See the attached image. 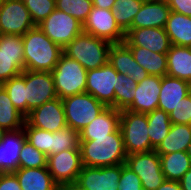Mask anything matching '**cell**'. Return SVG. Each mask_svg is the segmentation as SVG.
<instances>
[{
  "label": "cell",
  "mask_w": 191,
  "mask_h": 190,
  "mask_svg": "<svg viewBox=\"0 0 191 190\" xmlns=\"http://www.w3.org/2000/svg\"><path fill=\"white\" fill-rule=\"evenodd\" d=\"M42 167H47V156L26 140L20 151L19 168Z\"/></svg>",
  "instance_id": "8d00e7d4"
},
{
  "label": "cell",
  "mask_w": 191,
  "mask_h": 190,
  "mask_svg": "<svg viewBox=\"0 0 191 190\" xmlns=\"http://www.w3.org/2000/svg\"><path fill=\"white\" fill-rule=\"evenodd\" d=\"M190 93L191 83L165 75L161 77L158 108L169 114Z\"/></svg>",
  "instance_id": "7402d4cb"
},
{
  "label": "cell",
  "mask_w": 191,
  "mask_h": 190,
  "mask_svg": "<svg viewBox=\"0 0 191 190\" xmlns=\"http://www.w3.org/2000/svg\"><path fill=\"white\" fill-rule=\"evenodd\" d=\"M187 154H188V156H189V158H190V160H191V142H190V144H189V146H188Z\"/></svg>",
  "instance_id": "681fc988"
},
{
  "label": "cell",
  "mask_w": 191,
  "mask_h": 190,
  "mask_svg": "<svg viewBox=\"0 0 191 190\" xmlns=\"http://www.w3.org/2000/svg\"><path fill=\"white\" fill-rule=\"evenodd\" d=\"M135 61L142 66L149 75L163 77L167 75V54L156 53L139 46H128Z\"/></svg>",
  "instance_id": "83f0119b"
},
{
  "label": "cell",
  "mask_w": 191,
  "mask_h": 190,
  "mask_svg": "<svg viewBox=\"0 0 191 190\" xmlns=\"http://www.w3.org/2000/svg\"><path fill=\"white\" fill-rule=\"evenodd\" d=\"M161 77L149 75L138 82L132 105L127 109L138 113H149L158 108Z\"/></svg>",
  "instance_id": "d6986e66"
},
{
  "label": "cell",
  "mask_w": 191,
  "mask_h": 190,
  "mask_svg": "<svg viewBox=\"0 0 191 190\" xmlns=\"http://www.w3.org/2000/svg\"><path fill=\"white\" fill-rule=\"evenodd\" d=\"M83 167L80 149H68L47 157V168L58 185L74 184Z\"/></svg>",
  "instance_id": "8fae6325"
},
{
  "label": "cell",
  "mask_w": 191,
  "mask_h": 190,
  "mask_svg": "<svg viewBox=\"0 0 191 190\" xmlns=\"http://www.w3.org/2000/svg\"><path fill=\"white\" fill-rule=\"evenodd\" d=\"M5 132H6V130L4 128L0 127V141L3 139Z\"/></svg>",
  "instance_id": "c3c4849f"
},
{
  "label": "cell",
  "mask_w": 191,
  "mask_h": 190,
  "mask_svg": "<svg viewBox=\"0 0 191 190\" xmlns=\"http://www.w3.org/2000/svg\"><path fill=\"white\" fill-rule=\"evenodd\" d=\"M125 165L139 176L142 187L146 190H156L165 180L160 155L155 150L129 154Z\"/></svg>",
  "instance_id": "52a82bcc"
},
{
  "label": "cell",
  "mask_w": 191,
  "mask_h": 190,
  "mask_svg": "<svg viewBox=\"0 0 191 190\" xmlns=\"http://www.w3.org/2000/svg\"><path fill=\"white\" fill-rule=\"evenodd\" d=\"M164 29L171 45L191 47V17L171 11Z\"/></svg>",
  "instance_id": "4316f807"
},
{
  "label": "cell",
  "mask_w": 191,
  "mask_h": 190,
  "mask_svg": "<svg viewBox=\"0 0 191 190\" xmlns=\"http://www.w3.org/2000/svg\"><path fill=\"white\" fill-rule=\"evenodd\" d=\"M118 190H146L142 187L139 176L125 163L121 164V177L118 182Z\"/></svg>",
  "instance_id": "60d3db41"
},
{
  "label": "cell",
  "mask_w": 191,
  "mask_h": 190,
  "mask_svg": "<svg viewBox=\"0 0 191 190\" xmlns=\"http://www.w3.org/2000/svg\"><path fill=\"white\" fill-rule=\"evenodd\" d=\"M146 115L151 147L155 150L162 140L168 135L172 123L169 114L159 108L146 113Z\"/></svg>",
  "instance_id": "f546056e"
},
{
  "label": "cell",
  "mask_w": 191,
  "mask_h": 190,
  "mask_svg": "<svg viewBox=\"0 0 191 190\" xmlns=\"http://www.w3.org/2000/svg\"><path fill=\"white\" fill-rule=\"evenodd\" d=\"M127 46H139L156 53H167L171 42L164 28H129L125 32Z\"/></svg>",
  "instance_id": "e0dca14e"
},
{
  "label": "cell",
  "mask_w": 191,
  "mask_h": 190,
  "mask_svg": "<svg viewBox=\"0 0 191 190\" xmlns=\"http://www.w3.org/2000/svg\"><path fill=\"white\" fill-rule=\"evenodd\" d=\"M93 7L92 0H56V9L84 24Z\"/></svg>",
  "instance_id": "d590c367"
},
{
  "label": "cell",
  "mask_w": 191,
  "mask_h": 190,
  "mask_svg": "<svg viewBox=\"0 0 191 190\" xmlns=\"http://www.w3.org/2000/svg\"><path fill=\"white\" fill-rule=\"evenodd\" d=\"M92 3L94 7L112 10L115 0H92Z\"/></svg>",
  "instance_id": "f6af8a7d"
},
{
  "label": "cell",
  "mask_w": 191,
  "mask_h": 190,
  "mask_svg": "<svg viewBox=\"0 0 191 190\" xmlns=\"http://www.w3.org/2000/svg\"><path fill=\"white\" fill-rule=\"evenodd\" d=\"M160 163L165 180L179 181L191 168V160L187 151L160 155Z\"/></svg>",
  "instance_id": "f1b7e54d"
},
{
  "label": "cell",
  "mask_w": 191,
  "mask_h": 190,
  "mask_svg": "<svg viewBox=\"0 0 191 190\" xmlns=\"http://www.w3.org/2000/svg\"><path fill=\"white\" fill-rule=\"evenodd\" d=\"M27 140L24 129L6 131L0 141V171L14 173L19 168L20 151Z\"/></svg>",
  "instance_id": "ffe728a7"
},
{
  "label": "cell",
  "mask_w": 191,
  "mask_h": 190,
  "mask_svg": "<svg viewBox=\"0 0 191 190\" xmlns=\"http://www.w3.org/2000/svg\"><path fill=\"white\" fill-rule=\"evenodd\" d=\"M24 71V45L21 35H0V83Z\"/></svg>",
  "instance_id": "9c48e42d"
},
{
  "label": "cell",
  "mask_w": 191,
  "mask_h": 190,
  "mask_svg": "<svg viewBox=\"0 0 191 190\" xmlns=\"http://www.w3.org/2000/svg\"><path fill=\"white\" fill-rule=\"evenodd\" d=\"M25 122L51 133L67 127L62 99L55 98L31 110L25 117Z\"/></svg>",
  "instance_id": "2e32d148"
},
{
  "label": "cell",
  "mask_w": 191,
  "mask_h": 190,
  "mask_svg": "<svg viewBox=\"0 0 191 190\" xmlns=\"http://www.w3.org/2000/svg\"><path fill=\"white\" fill-rule=\"evenodd\" d=\"M108 62L118 73L125 74L136 82L149 76V73L135 61L130 48L124 42L110 46Z\"/></svg>",
  "instance_id": "ac0fdd59"
},
{
  "label": "cell",
  "mask_w": 191,
  "mask_h": 190,
  "mask_svg": "<svg viewBox=\"0 0 191 190\" xmlns=\"http://www.w3.org/2000/svg\"><path fill=\"white\" fill-rule=\"evenodd\" d=\"M0 190H22L13 173H3L0 178Z\"/></svg>",
  "instance_id": "7bdbcfd3"
},
{
  "label": "cell",
  "mask_w": 191,
  "mask_h": 190,
  "mask_svg": "<svg viewBox=\"0 0 191 190\" xmlns=\"http://www.w3.org/2000/svg\"><path fill=\"white\" fill-rule=\"evenodd\" d=\"M182 190H191V168L179 180Z\"/></svg>",
  "instance_id": "bcb514c9"
},
{
  "label": "cell",
  "mask_w": 191,
  "mask_h": 190,
  "mask_svg": "<svg viewBox=\"0 0 191 190\" xmlns=\"http://www.w3.org/2000/svg\"><path fill=\"white\" fill-rule=\"evenodd\" d=\"M167 54V75L191 83V47L171 45Z\"/></svg>",
  "instance_id": "d4e9b609"
},
{
  "label": "cell",
  "mask_w": 191,
  "mask_h": 190,
  "mask_svg": "<svg viewBox=\"0 0 191 190\" xmlns=\"http://www.w3.org/2000/svg\"><path fill=\"white\" fill-rule=\"evenodd\" d=\"M35 25L46 19L55 9L56 0H22Z\"/></svg>",
  "instance_id": "f35d334b"
},
{
  "label": "cell",
  "mask_w": 191,
  "mask_h": 190,
  "mask_svg": "<svg viewBox=\"0 0 191 190\" xmlns=\"http://www.w3.org/2000/svg\"><path fill=\"white\" fill-rule=\"evenodd\" d=\"M173 12L191 17V0H166Z\"/></svg>",
  "instance_id": "b9f144b4"
},
{
  "label": "cell",
  "mask_w": 191,
  "mask_h": 190,
  "mask_svg": "<svg viewBox=\"0 0 191 190\" xmlns=\"http://www.w3.org/2000/svg\"><path fill=\"white\" fill-rule=\"evenodd\" d=\"M23 129L27 140L47 157L50 156L52 133L28 125L24 122Z\"/></svg>",
  "instance_id": "74e56055"
},
{
  "label": "cell",
  "mask_w": 191,
  "mask_h": 190,
  "mask_svg": "<svg viewBox=\"0 0 191 190\" xmlns=\"http://www.w3.org/2000/svg\"><path fill=\"white\" fill-rule=\"evenodd\" d=\"M37 26L62 49L83 32L82 23L69 14L57 9Z\"/></svg>",
  "instance_id": "ba28073f"
},
{
  "label": "cell",
  "mask_w": 191,
  "mask_h": 190,
  "mask_svg": "<svg viewBox=\"0 0 191 190\" xmlns=\"http://www.w3.org/2000/svg\"><path fill=\"white\" fill-rule=\"evenodd\" d=\"M79 148L82 164L88 167L123 164L127 157L120 127L108 137H93L91 141L79 140Z\"/></svg>",
  "instance_id": "6da1fadb"
},
{
  "label": "cell",
  "mask_w": 191,
  "mask_h": 190,
  "mask_svg": "<svg viewBox=\"0 0 191 190\" xmlns=\"http://www.w3.org/2000/svg\"><path fill=\"white\" fill-rule=\"evenodd\" d=\"M170 13L166 0H145L130 28H164Z\"/></svg>",
  "instance_id": "44dd1931"
},
{
  "label": "cell",
  "mask_w": 191,
  "mask_h": 190,
  "mask_svg": "<svg viewBox=\"0 0 191 190\" xmlns=\"http://www.w3.org/2000/svg\"><path fill=\"white\" fill-rule=\"evenodd\" d=\"M66 123L78 133L93 121L107 106L89 93L62 99Z\"/></svg>",
  "instance_id": "8992f818"
},
{
  "label": "cell",
  "mask_w": 191,
  "mask_h": 190,
  "mask_svg": "<svg viewBox=\"0 0 191 190\" xmlns=\"http://www.w3.org/2000/svg\"><path fill=\"white\" fill-rule=\"evenodd\" d=\"M111 45L105 39L82 32L63 48V54L79 62L88 71L108 62Z\"/></svg>",
  "instance_id": "3957f363"
},
{
  "label": "cell",
  "mask_w": 191,
  "mask_h": 190,
  "mask_svg": "<svg viewBox=\"0 0 191 190\" xmlns=\"http://www.w3.org/2000/svg\"><path fill=\"white\" fill-rule=\"evenodd\" d=\"M36 25L22 0H5L0 5V35H21Z\"/></svg>",
  "instance_id": "7c38bea8"
},
{
  "label": "cell",
  "mask_w": 191,
  "mask_h": 190,
  "mask_svg": "<svg viewBox=\"0 0 191 190\" xmlns=\"http://www.w3.org/2000/svg\"><path fill=\"white\" fill-rule=\"evenodd\" d=\"M156 190H182L179 181L164 180Z\"/></svg>",
  "instance_id": "ee69618b"
},
{
  "label": "cell",
  "mask_w": 191,
  "mask_h": 190,
  "mask_svg": "<svg viewBox=\"0 0 191 190\" xmlns=\"http://www.w3.org/2000/svg\"><path fill=\"white\" fill-rule=\"evenodd\" d=\"M51 73L60 99L85 93L87 70L76 60L62 54Z\"/></svg>",
  "instance_id": "5b68a950"
},
{
  "label": "cell",
  "mask_w": 191,
  "mask_h": 190,
  "mask_svg": "<svg viewBox=\"0 0 191 190\" xmlns=\"http://www.w3.org/2000/svg\"><path fill=\"white\" fill-rule=\"evenodd\" d=\"M83 32L105 39L112 44L123 43L125 39V32L116 23L112 10L94 6L83 24Z\"/></svg>",
  "instance_id": "5bb4252c"
},
{
  "label": "cell",
  "mask_w": 191,
  "mask_h": 190,
  "mask_svg": "<svg viewBox=\"0 0 191 190\" xmlns=\"http://www.w3.org/2000/svg\"><path fill=\"white\" fill-rule=\"evenodd\" d=\"M22 42L24 70L51 72L63 54V49L37 25L22 36Z\"/></svg>",
  "instance_id": "7a4b0ae2"
},
{
  "label": "cell",
  "mask_w": 191,
  "mask_h": 190,
  "mask_svg": "<svg viewBox=\"0 0 191 190\" xmlns=\"http://www.w3.org/2000/svg\"><path fill=\"white\" fill-rule=\"evenodd\" d=\"M121 164L106 167H82L75 184L83 190H118Z\"/></svg>",
  "instance_id": "9a60e30c"
},
{
  "label": "cell",
  "mask_w": 191,
  "mask_h": 190,
  "mask_svg": "<svg viewBox=\"0 0 191 190\" xmlns=\"http://www.w3.org/2000/svg\"><path fill=\"white\" fill-rule=\"evenodd\" d=\"M120 129L127 155L154 150L151 147L148 135L149 129L146 114L127 109L120 111Z\"/></svg>",
  "instance_id": "277c9868"
},
{
  "label": "cell",
  "mask_w": 191,
  "mask_h": 190,
  "mask_svg": "<svg viewBox=\"0 0 191 190\" xmlns=\"http://www.w3.org/2000/svg\"><path fill=\"white\" fill-rule=\"evenodd\" d=\"M68 149L79 148V133L71 127H65L52 133V142L50 155L62 152Z\"/></svg>",
  "instance_id": "e575fe53"
},
{
  "label": "cell",
  "mask_w": 191,
  "mask_h": 190,
  "mask_svg": "<svg viewBox=\"0 0 191 190\" xmlns=\"http://www.w3.org/2000/svg\"><path fill=\"white\" fill-rule=\"evenodd\" d=\"M15 108L26 117L25 70L17 77L2 84Z\"/></svg>",
  "instance_id": "836d02e7"
},
{
  "label": "cell",
  "mask_w": 191,
  "mask_h": 190,
  "mask_svg": "<svg viewBox=\"0 0 191 190\" xmlns=\"http://www.w3.org/2000/svg\"><path fill=\"white\" fill-rule=\"evenodd\" d=\"M137 85L138 82L134 81L129 76L117 72V83L116 87H114L115 109L122 111L128 109L132 105Z\"/></svg>",
  "instance_id": "1f68e13d"
},
{
  "label": "cell",
  "mask_w": 191,
  "mask_h": 190,
  "mask_svg": "<svg viewBox=\"0 0 191 190\" xmlns=\"http://www.w3.org/2000/svg\"><path fill=\"white\" fill-rule=\"evenodd\" d=\"M191 142L190 124H172L168 135L162 140L155 151L159 155L177 151H187Z\"/></svg>",
  "instance_id": "484cf974"
},
{
  "label": "cell",
  "mask_w": 191,
  "mask_h": 190,
  "mask_svg": "<svg viewBox=\"0 0 191 190\" xmlns=\"http://www.w3.org/2000/svg\"><path fill=\"white\" fill-rule=\"evenodd\" d=\"M22 190H58L47 167L18 168L14 173Z\"/></svg>",
  "instance_id": "cb8c5ba5"
},
{
  "label": "cell",
  "mask_w": 191,
  "mask_h": 190,
  "mask_svg": "<svg viewBox=\"0 0 191 190\" xmlns=\"http://www.w3.org/2000/svg\"><path fill=\"white\" fill-rule=\"evenodd\" d=\"M117 71L107 62L97 69L87 71L85 92L94 96L107 107L114 108Z\"/></svg>",
  "instance_id": "4fadbf2b"
},
{
  "label": "cell",
  "mask_w": 191,
  "mask_h": 190,
  "mask_svg": "<svg viewBox=\"0 0 191 190\" xmlns=\"http://www.w3.org/2000/svg\"><path fill=\"white\" fill-rule=\"evenodd\" d=\"M172 124L191 125V93L181 99L180 103L169 113Z\"/></svg>",
  "instance_id": "ab89813d"
},
{
  "label": "cell",
  "mask_w": 191,
  "mask_h": 190,
  "mask_svg": "<svg viewBox=\"0 0 191 190\" xmlns=\"http://www.w3.org/2000/svg\"><path fill=\"white\" fill-rule=\"evenodd\" d=\"M58 190H83L80 189L75 183L74 184H64L59 186Z\"/></svg>",
  "instance_id": "7dc6e473"
},
{
  "label": "cell",
  "mask_w": 191,
  "mask_h": 190,
  "mask_svg": "<svg viewBox=\"0 0 191 190\" xmlns=\"http://www.w3.org/2000/svg\"><path fill=\"white\" fill-rule=\"evenodd\" d=\"M58 98L51 72L25 70L26 116L45 102Z\"/></svg>",
  "instance_id": "30bf717a"
},
{
  "label": "cell",
  "mask_w": 191,
  "mask_h": 190,
  "mask_svg": "<svg viewBox=\"0 0 191 190\" xmlns=\"http://www.w3.org/2000/svg\"><path fill=\"white\" fill-rule=\"evenodd\" d=\"M120 127V111L107 107L91 123L79 132V140H93V137H108Z\"/></svg>",
  "instance_id": "603a6c76"
},
{
  "label": "cell",
  "mask_w": 191,
  "mask_h": 190,
  "mask_svg": "<svg viewBox=\"0 0 191 190\" xmlns=\"http://www.w3.org/2000/svg\"><path fill=\"white\" fill-rule=\"evenodd\" d=\"M25 117L15 108L7 91L0 88V127L6 131L22 129Z\"/></svg>",
  "instance_id": "4dcf8cb0"
},
{
  "label": "cell",
  "mask_w": 191,
  "mask_h": 190,
  "mask_svg": "<svg viewBox=\"0 0 191 190\" xmlns=\"http://www.w3.org/2000/svg\"><path fill=\"white\" fill-rule=\"evenodd\" d=\"M145 0H115L112 14L116 23L126 32Z\"/></svg>",
  "instance_id": "d6a6232c"
}]
</instances>
